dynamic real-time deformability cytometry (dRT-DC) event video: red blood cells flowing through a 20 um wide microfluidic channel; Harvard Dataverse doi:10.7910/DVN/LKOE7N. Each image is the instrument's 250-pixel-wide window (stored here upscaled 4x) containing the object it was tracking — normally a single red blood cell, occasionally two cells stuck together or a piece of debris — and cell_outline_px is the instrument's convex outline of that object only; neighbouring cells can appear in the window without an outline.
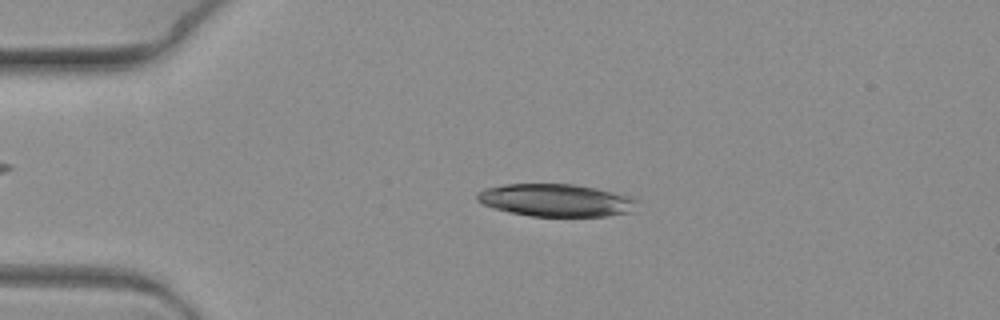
{"species": "common noctule bat (a hibernating species)", "species_latin": "Nyctalus noctula", "temperature_condition": "warm", "stored_images_in_passage": 3, "camera_frame_rate_fps": 3000, "um_per_image_px": 0.085, "animal": {"sex": "female", "body_mass_g": 19.3, "forearm_length_mm": 54.1}, "frame": {"image": 1, "passage_image": 1, "time_ms": 0.0, "image_size_px": [1000, 320], "cell_outline_px": [[636, 200], [632, 212], [608, 216], [532, 216], [512, 212], [496, 208], [484, 204], [476, 200], [476, 192], [484, 188], [504, 184], [572, 184], [592, 188], [628, 196]], "centroid_in_image_um": [47.19, 17.02], "position_along_channel_um": 37.8, "area_um2": 29.88}}